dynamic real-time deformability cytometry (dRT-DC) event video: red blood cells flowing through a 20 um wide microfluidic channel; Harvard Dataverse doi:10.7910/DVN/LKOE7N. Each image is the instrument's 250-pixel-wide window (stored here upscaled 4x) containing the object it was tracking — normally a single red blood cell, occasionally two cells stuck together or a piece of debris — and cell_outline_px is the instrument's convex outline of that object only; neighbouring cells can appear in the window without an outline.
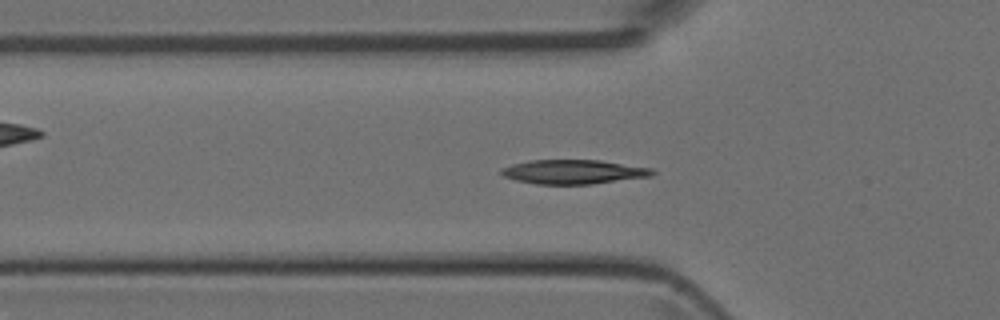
{"species": "Egyptian fruit bat (a non-hibernating species)", "species_latin": "Rousettus aegyptiacus", "temperature_condition": "room temperature", "stored_images_in_passage": 18, "camera_frame_rate_fps": 3000, "um_per_image_px": 0.085, "animal": {"sex": "female"}, "frame": {"image": 1, "passage_image": 8, "time_ms": 2.333, "image_size_px": [1000, 320], "cell_outline_px": [[656, 172], [652, 176], [592, 184], [536, 184], [516, 180], [504, 176], [500, 172], [500, 168], [512, 164], [532, 160], [600, 160], [652, 168]], "centroid_in_image_um": [48.75, 14.6], "position_along_channel_um": 77.0, "area_um2": 21.33}}
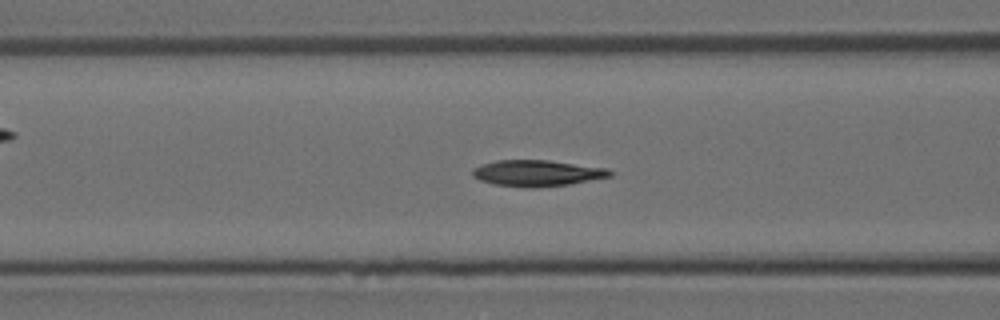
{"frame": {"image": 2, "passage_image": 11, "time_ms": 3.333, "image_size_px": [1000, 320], "cell_outline_px": [[612, 176], [568, 184], [536, 188], [524, 188], [492, 184], [480, 180], [472, 176], [472, 168], [496, 160], [548, 160], [608, 168], [612, 172]], "centroid_in_image_um": [45.63, 14.72], "position_along_channel_um": 121.0, "area_um2": 21.04}}
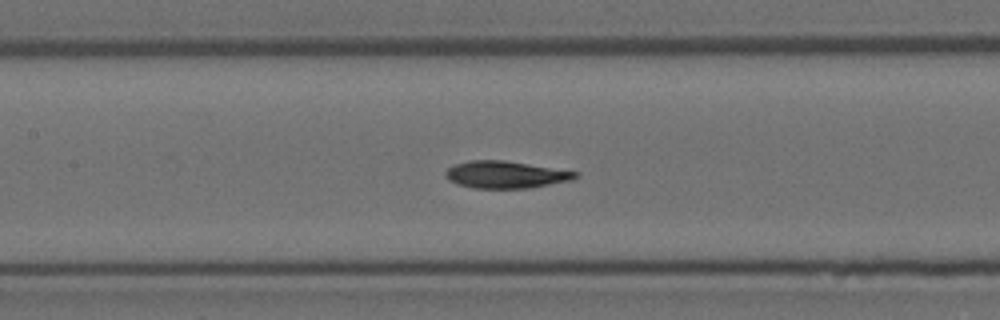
{"frame": {"image": 3, "passage_image": 14, "time_ms": 4.333, "image_size_px": [1000, 320], "cell_outline_px": [[580, 176], [572, 180], [528, 188], [472, 188], [456, 184], [448, 180], [444, 176], [444, 172], [448, 168], [456, 164], [468, 160], [504, 160], [580, 172]], "centroid_in_image_um": [42.97, 14.84], "position_along_channel_um": 164.4, "area_um2": 20.69}}